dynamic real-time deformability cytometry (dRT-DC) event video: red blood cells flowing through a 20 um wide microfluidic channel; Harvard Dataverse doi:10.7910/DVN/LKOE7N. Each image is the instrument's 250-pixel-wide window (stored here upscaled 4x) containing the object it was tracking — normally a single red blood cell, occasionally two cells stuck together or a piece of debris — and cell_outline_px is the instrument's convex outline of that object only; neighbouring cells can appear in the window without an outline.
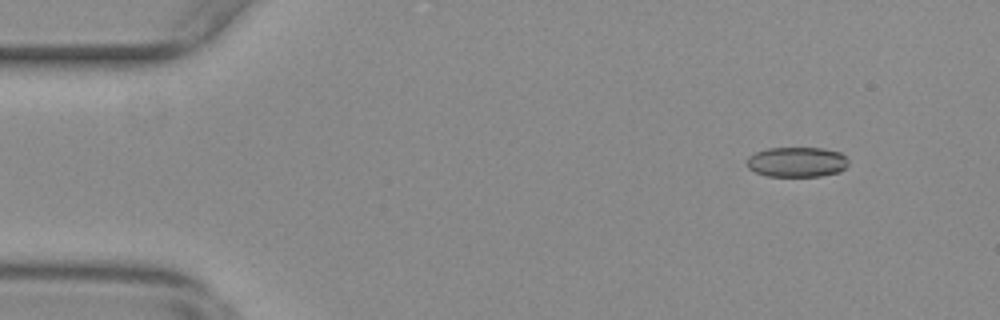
{"species": "common noctule bat (a hibernating species)", "species_latin": "Nyctalus noctula", "temperature_condition": "warm", "stored_images_in_passage": 56, "camera_frame_rate_fps": 3000, "um_per_image_px": 0.085, "animal": {"sex": "female", "body_mass_g": 29.2, "forearm_length_mm": 56.3}, "frame": {"image": 1, "passage_image": 6, "time_ms": 1.667, "image_size_px": [1000, 320], "cell_outline_px": [[848, 164], [840, 172], [820, 176], [768, 176], [756, 172], [748, 168], [748, 156], [756, 152], [768, 148], [824, 148], [840, 152], [848, 160]], "centroid_in_image_um": [67.75, 13.77], "position_along_channel_um": 17.2, "area_um2": 17.74}}
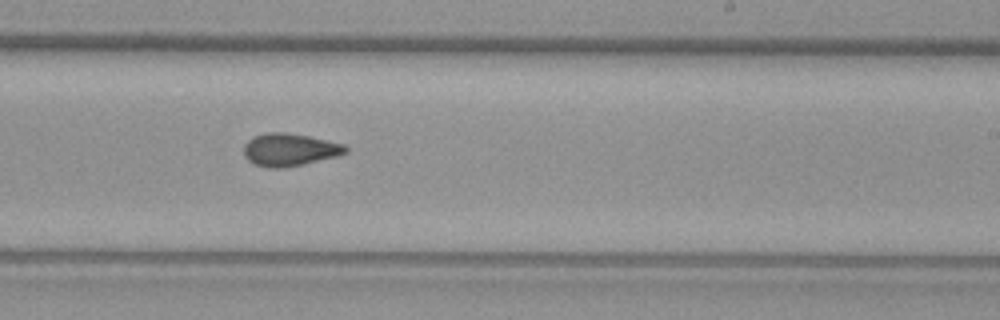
{"frame": {"image": 2, "passage_image": 34, "time_ms": 11.0, "image_size_px": [1000, 320], "cell_outline_px": [[348, 152], [336, 156], [304, 164], [284, 168], [268, 168], [256, 164], [248, 160], [244, 156], [244, 144], [252, 136], [268, 132], [284, 132], [308, 136], [344, 144], [348, 148]], "centroid_in_image_um": [24.6, 12.72], "position_along_channel_um": 264.4, "area_um2": 19.36}}
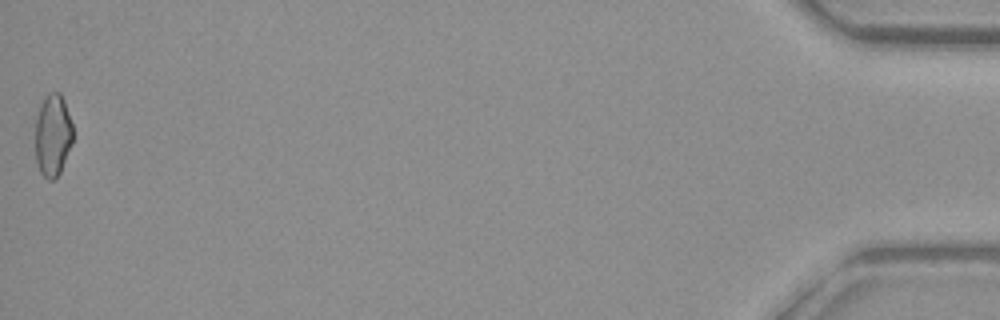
{"frame": {"image": 3, "passage_image": 56, "time_ms": 18.333, "image_size_px": [1000, 320], "cell_outline_px": [[72, 144], [60, 172], [52, 180], [48, 180], [40, 172], [36, 160], [36, 120], [40, 104], [44, 96], [48, 92], [60, 92], [64, 100], [72, 124]], "centroid_in_image_um": [4.48, 11.46], "position_along_channel_um": 430.7, "area_um2": 17.98}, "authors_computed_cell_mechanics": {"area_um2": 18.6983, "velocity_mm_per_s": 3.7134, "shape_relaxation_time_tau1_ms": null, "shape_relaxation_time_tau2_ms": 2.639, "deformation_change_tau1": null, "deformation_change_tau2": 0.086}}